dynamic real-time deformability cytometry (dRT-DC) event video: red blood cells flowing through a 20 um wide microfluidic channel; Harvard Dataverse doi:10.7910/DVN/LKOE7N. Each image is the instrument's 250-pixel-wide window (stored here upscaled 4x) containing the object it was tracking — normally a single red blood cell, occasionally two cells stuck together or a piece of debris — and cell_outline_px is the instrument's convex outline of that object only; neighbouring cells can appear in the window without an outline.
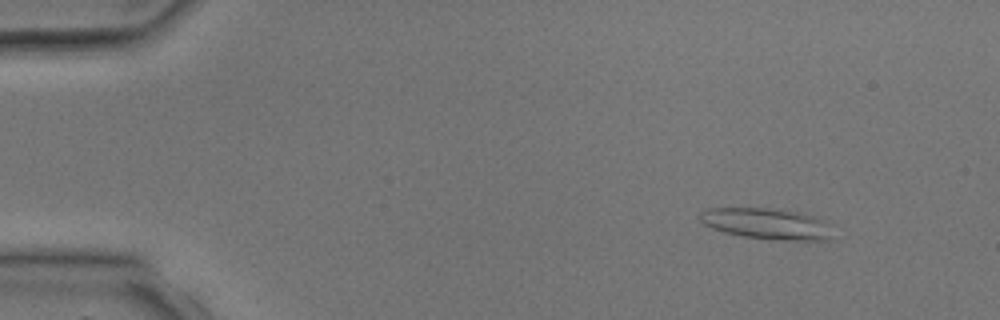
{"species": "common noctule bat (a hibernating species)", "species_latin": "Nyctalus noctula", "temperature_condition": "room temperature", "stored_images_in_passage": 4, "camera_frame_rate_fps": 3000, "um_per_image_px": 0.085, "animal": {"sex": "male", "body_mass_g": 17.9, "forearm_length_mm": 54.2}, "frame": {"image": 1, "passage_image": 2, "time_ms": 1.333, "image_size_px": [1000, 320], "cell_outline_px": [[836, 240], [784, 240], [744, 236], [724, 232], [712, 228], [704, 224], [700, 220], [700, 212], [708, 208], [780, 208], [800, 212], [816, 216], [824, 220]], "centroid_in_image_um": [65.23, 19.0], "position_along_channel_um": 19.8, "area_um2": 24.22}}